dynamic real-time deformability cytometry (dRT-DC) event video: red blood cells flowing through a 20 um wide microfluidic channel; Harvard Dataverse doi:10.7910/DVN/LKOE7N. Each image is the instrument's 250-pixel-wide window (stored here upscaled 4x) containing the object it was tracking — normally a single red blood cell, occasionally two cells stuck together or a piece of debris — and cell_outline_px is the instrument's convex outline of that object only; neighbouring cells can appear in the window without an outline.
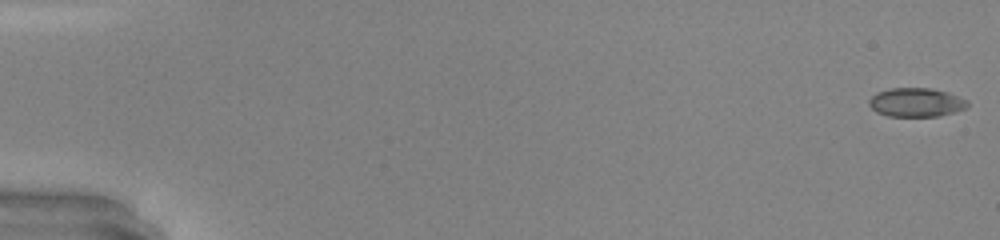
{"species": "common noctule bat (a hibernating species)", "species_latin": "Nyctalus noctula", "temperature_condition": "warm", "stored_images_in_passage": 49, "camera_frame_rate_fps": 3000, "um_per_image_px": 0.085, "animal": {"sex": "male", "body_mass_g": 20.0, "forearm_length_mm": 53.3}, "frame": {"image": 1, "passage_image": 1, "time_ms": 0.0, "image_size_px": [1000, 240], "cell_outline_px": [[968, 108], [940, 116], [888, 116], [876, 112], [868, 104], [868, 100], [876, 92], [888, 88], [932, 88], [948, 92], [968, 100]], "centroid_in_image_um": [77.88, 8.7], "position_along_channel_um": 7.1, "area_um2": 16.76}}
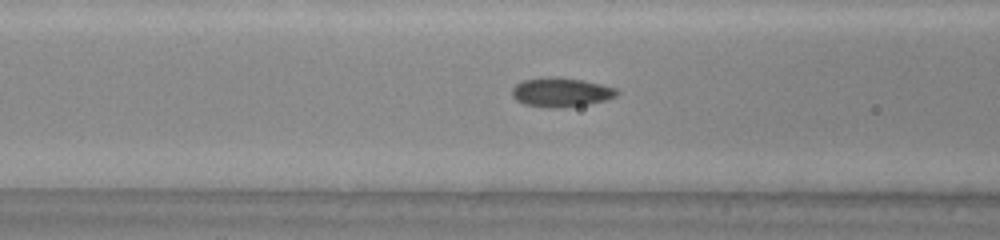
{"frame": {"image": 2, "passage_image": 21, "time_ms": 6.667, "image_size_px": [1000, 240], "cell_outline_px": [[620, 92], [616, 96], [608, 100], [588, 104], [560, 108], [552, 108], [524, 104], [516, 100], [512, 96], [512, 88], [516, 84], [524, 80], [548, 76], [580, 80], [600, 84], [616, 88]], "centroid_in_image_um": [47.69, 7.85], "position_along_channel_um": 118.9, "area_um2": 17.8}}
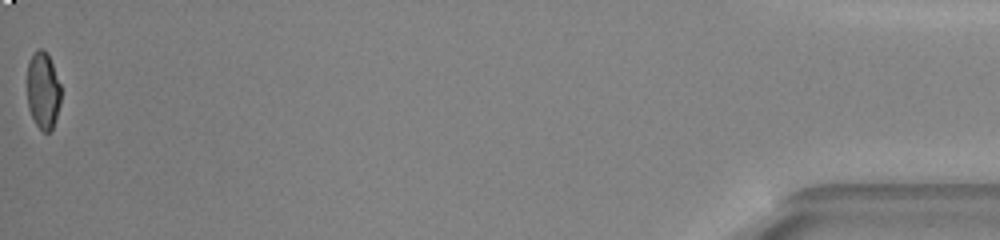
{"frame": {"image": 3, "passage_image": 49, "time_ms": 16.0, "image_size_px": [1000, 240], "cell_outline_px": [[60, 104], [52, 128], [48, 132], [44, 132], [36, 124], [28, 108], [28, 60], [40, 48], [44, 48], [48, 52], [60, 84]], "centroid_in_image_um": [3.66, 7.66], "position_along_channel_um": 431.5, "area_um2": 14.97}, "authors_computed_cell_mechanics": {"area_um2": 16.762, "velocity_mm_per_s": 4.328, "shape_relaxation_time_tau1_ms": null, "shape_relaxation_time_tau2_ms": 0.9082, "deformation_change_tau1": null, "deformation_change_tau2": 0.0557}}